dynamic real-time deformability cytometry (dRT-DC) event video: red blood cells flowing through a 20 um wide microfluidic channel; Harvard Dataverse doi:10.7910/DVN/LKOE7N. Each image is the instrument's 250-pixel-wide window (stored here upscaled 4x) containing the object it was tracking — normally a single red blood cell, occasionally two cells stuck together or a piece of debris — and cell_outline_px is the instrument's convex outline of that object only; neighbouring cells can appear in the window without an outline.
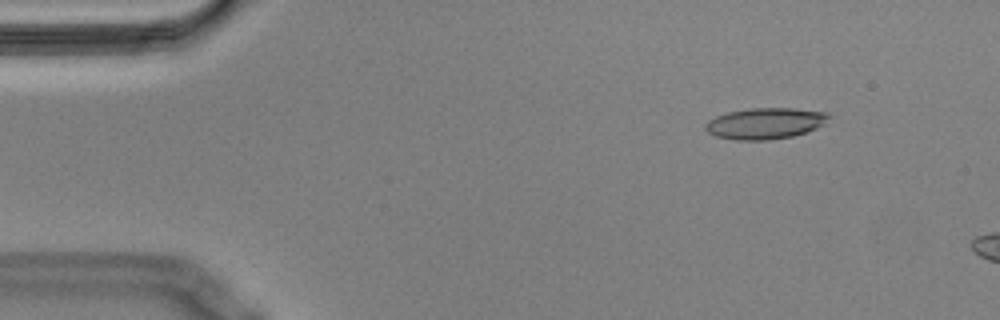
{"species": "Egyptian fruit bat (a non-hibernating species)", "species_latin": "Rousettus aegyptiacus", "temperature_condition": "cold", "stored_images_in_passage": 12, "camera_frame_rate_fps": 3000, "um_per_image_px": 0.085, "animal": {"sex": "male"}, "frame": {"image": 1, "passage_image": 6, "time_ms": 1.667, "image_size_px": [1000, 320], "cell_outline_px": [[832, 116], [816, 128], [792, 136], [768, 140], [736, 140], [716, 136], [708, 132], [704, 128], [704, 124], [708, 120], [716, 116], [728, 112], [752, 108], [792, 108], [828, 112]], "centroid_in_image_um": [65.02, 10.48], "position_along_channel_um": 20.0, "area_um2": 22.31}}